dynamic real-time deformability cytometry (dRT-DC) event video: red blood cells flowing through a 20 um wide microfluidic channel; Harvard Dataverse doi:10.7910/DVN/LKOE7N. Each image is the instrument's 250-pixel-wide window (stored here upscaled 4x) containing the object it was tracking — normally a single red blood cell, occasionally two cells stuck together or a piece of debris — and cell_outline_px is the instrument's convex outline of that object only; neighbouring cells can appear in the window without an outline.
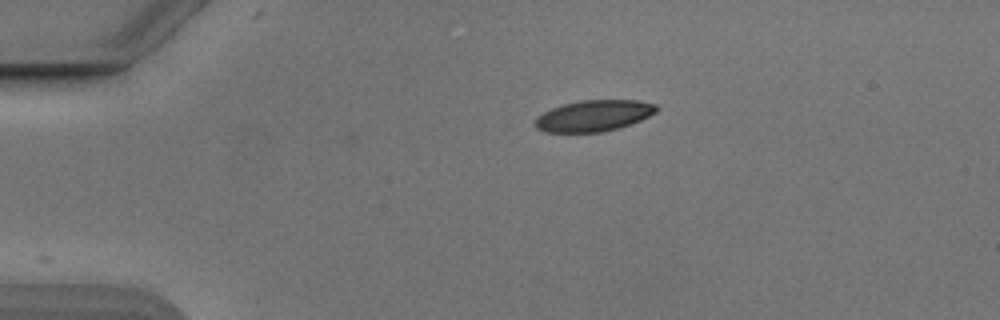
{"species": "Egyptian fruit bat (a non-hibernating species)", "species_latin": "Rousettus aegyptiacus", "temperature_condition": "cold", "stored_images_in_passage": 28, "camera_frame_rate_fps": 3000, "um_per_image_px": 0.085, "animal": {"sex": "male"}, "frame": {"image": 1, "passage_image": 1, "time_ms": 0.0, "image_size_px": [1000, 320], "cell_outline_px": [[660, 108], [656, 112], [640, 120], [620, 128], [604, 132], [544, 132], [536, 128], [536, 116], [552, 108], [564, 104], [580, 100], [636, 100], [656, 104]], "centroid_in_image_um": [50.49, 9.84], "position_along_channel_um": 34.5, "area_um2": 22.08}}
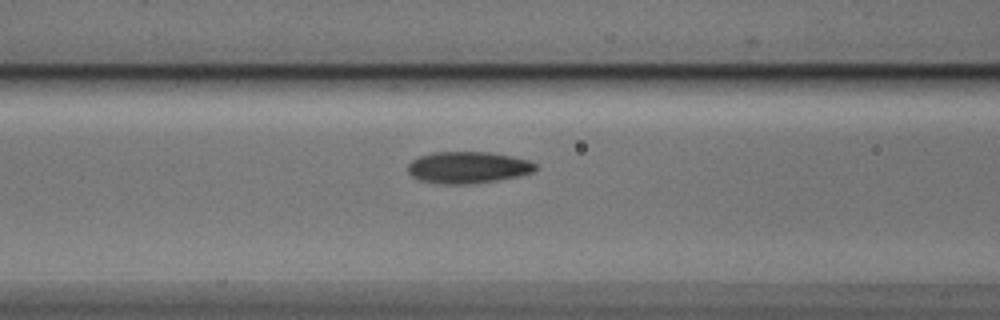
{"frame": {"image": 2, "passage_image": 12, "time_ms": 3.667, "image_size_px": [1000, 320], "cell_outline_px": [[540, 168], [532, 172], [520, 176], [496, 180], [468, 184], [440, 184], [420, 180], [412, 176], [408, 172], [408, 164], [412, 160], [420, 156], [432, 152], [488, 152], [512, 156], [528, 160], [536, 164]], "centroid_in_image_um": [39.79, 14.23], "position_along_channel_um": 126.8, "area_um2": 23.64}}
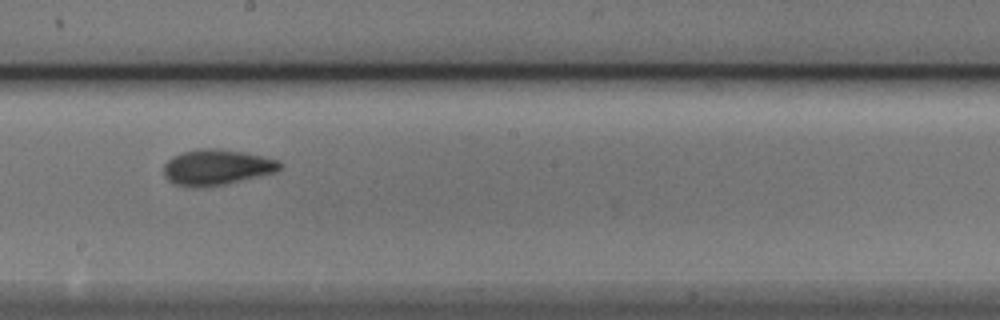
{"frame": {"image": 3, "passage_image": 20, "time_ms": 6.333, "image_size_px": [1000, 320], "cell_outline_px": [[284, 164], [276, 172], [208, 188], [192, 188], [172, 184], [164, 176], [164, 164], [172, 156], [180, 152], [196, 148], [220, 148], [244, 152], [280, 160]], "centroid_in_image_um": [18.39, 14.22], "position_along_channel_um": 229.8, "area_um2": 24.74}}